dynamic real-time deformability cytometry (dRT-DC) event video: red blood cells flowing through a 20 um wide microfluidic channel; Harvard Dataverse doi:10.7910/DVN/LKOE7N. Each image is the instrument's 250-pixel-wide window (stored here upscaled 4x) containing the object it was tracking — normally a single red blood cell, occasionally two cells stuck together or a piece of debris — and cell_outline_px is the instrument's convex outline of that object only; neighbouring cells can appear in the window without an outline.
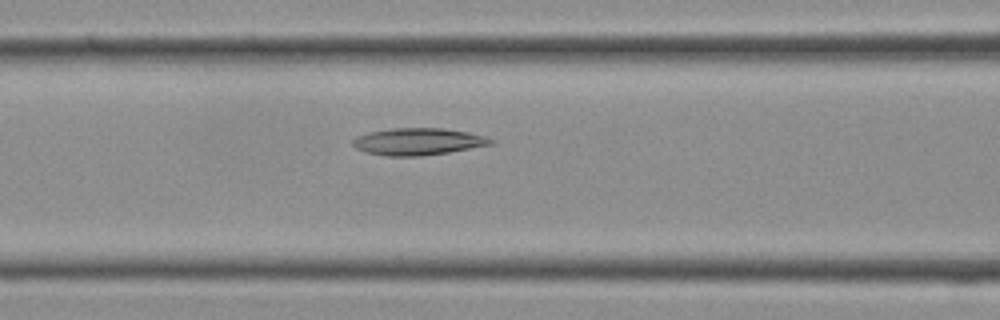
{"species": "Egyptian fruit bat (a non-hibernating species)", "species_latin": "Rousettus aegyptiacus", "temperature_condition": "cold", "stored_images_in_passage": 16, "camera_frame_rate_fps": 3000, "um_per_image_px": 0.085, "frame": {"image": 1, "passage_image": 12, "time_ms": 3.667, "image_size_px": [1000, 320], "cell_outline_px": [[496, 140], [492, 144], [448, 152], [420, 156], [388, 156], [364, 152], [356, 148], [352, 144], [352, 140], [356, 136], [368, 132], [392, 128], [444, 128], [468, 132], [484, 136]], "centroid_in_image_um": [35.5, 12.03], "position_along_channel_um": 131.1, "area_um2": 21.73}}
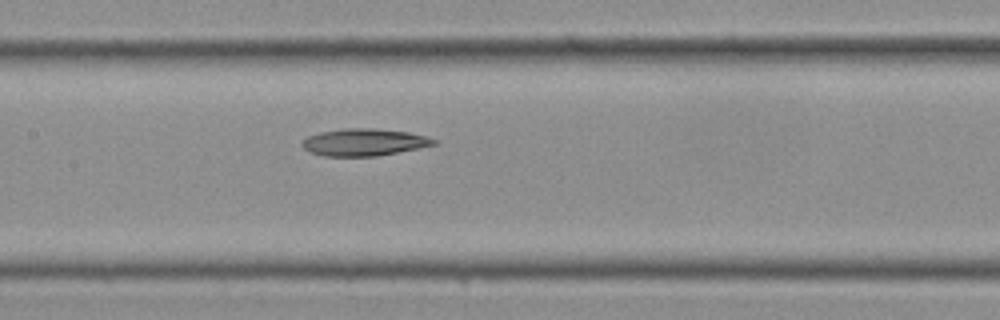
{"frame": {"image": 2, "passage_image": 14, "time_ms": 4.333, "image_size_px": [1000, 320], "cell_outline_px": [[440, 140], [436, 144], [420, 148], [376, 156], [324, 156], [312, 152], [304, 148], [300, 144], [308, 136], [320, 132], [344, 128], [376, 128], [408, 132]], "centroid_in_image_um": [30.97, 12.08], "position_along_channel_um": 176.4, "area_um2": 20.81}}
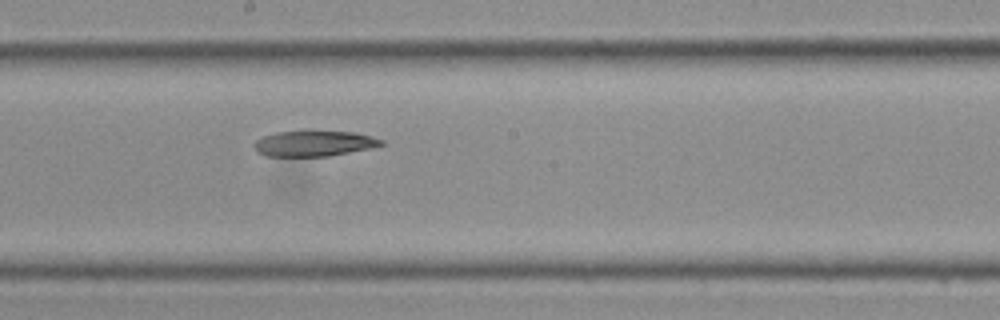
{"frame": {"image": 3, "passage_image": 16, "time_ms": 5.0, "image_size_px": [1000, 320], "cell_outline_px": [[384, 144], [368, 148], [328, 156], [264, 156], [256, 152], [252, 144], [256, 140], [264, 136], [276, 132], [300, 128], [312, 128], [356, 132], [372, 136], [384, 140]], "centroid_in_image_um": [26.64, 12.13], "position_along_channel_um": 221.6, "area_um2": 20.0}}